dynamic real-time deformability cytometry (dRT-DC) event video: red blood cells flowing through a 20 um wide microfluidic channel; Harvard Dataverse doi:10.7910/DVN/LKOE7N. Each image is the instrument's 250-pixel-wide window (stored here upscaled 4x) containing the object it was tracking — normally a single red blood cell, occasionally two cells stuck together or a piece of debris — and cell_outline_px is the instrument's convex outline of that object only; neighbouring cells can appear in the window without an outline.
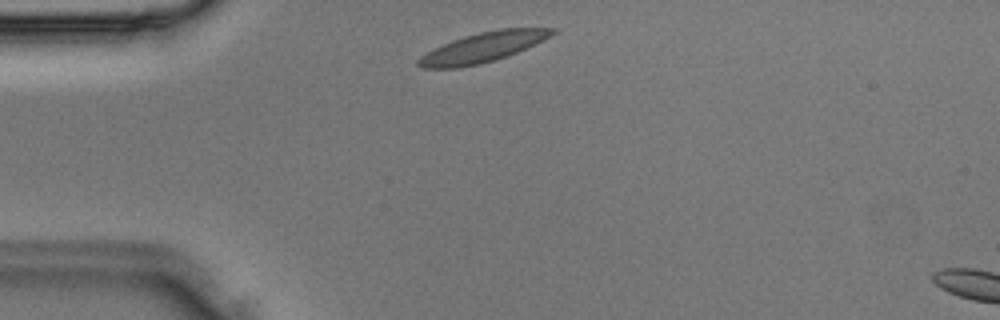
{"species": "Egyptian fruit bat (a non-hibernating species)", "species_latin": "Rousettus aegyptiacus", "temperature_condition": "room temperature", "stored_images_in_passage": 3, "camera_frame_rate_fps": 3000, "um_per_image_px": 0.085, "animal": {"sex": "male"}, "frame": {"image": 1, "passage_image": 1, "time_ms": 0.0, "image_size_px": [1000, 320], "cell_outline_px": [[556, 32], [508, 56], [480, 64], [456, 68], [424, 68], [416, 64], [416, 60], [420, 56], [452, 40], [464, 36], [480, 32], [500, 28], [556, 28]], "centroid_in_image_um": [40.99, 4.03], "position_along_channel_um": 44.0, "area_um2": 22.72}}